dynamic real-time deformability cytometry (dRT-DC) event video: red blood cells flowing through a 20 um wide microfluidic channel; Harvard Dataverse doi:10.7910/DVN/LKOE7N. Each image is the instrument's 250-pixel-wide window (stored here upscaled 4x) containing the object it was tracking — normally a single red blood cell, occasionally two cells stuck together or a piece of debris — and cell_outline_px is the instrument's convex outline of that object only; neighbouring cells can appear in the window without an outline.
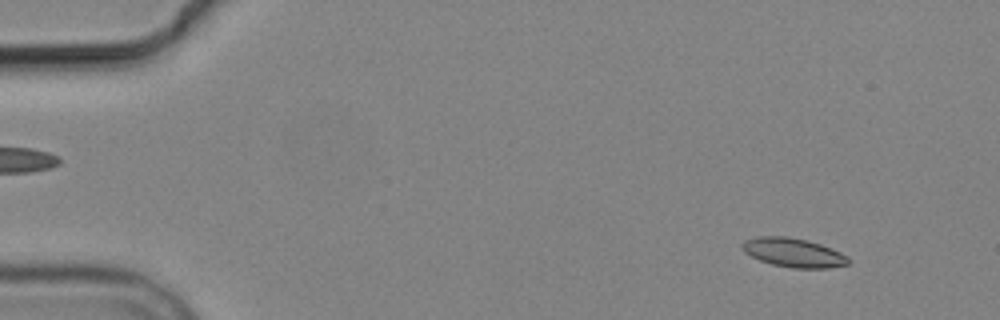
{"species": "common noctule bat (a hibernating species)", "species_latin": "Nyctalus noctula", "temperature_condition": "cold", "stored_images_in_passage": 6, "camera_frame_rate_fps": 3000, "um_per_image_px": 0.085, "animal": {"sex": "male", "body_mass_g": 19.2, "forearm_length_mm": 51.8}, "frame": {"image": 1, "passage_image": 1, "time_ms": 0.0, "image_size_px": [1000, 320], "cell_outline_px": [[848, 264], [828, 268], [792, 268], [772, 264], [760, 260], [744, 252], [740, 248], [740, 244], [744, 240], [756, 236], [788, 236], [808, 240], [820, 244], [840, 252], [848, 256]], "centroid_in_image_um": [67.4, 21.46], "position_along_channel_um": 17.6, "area_um2": 18.03}}
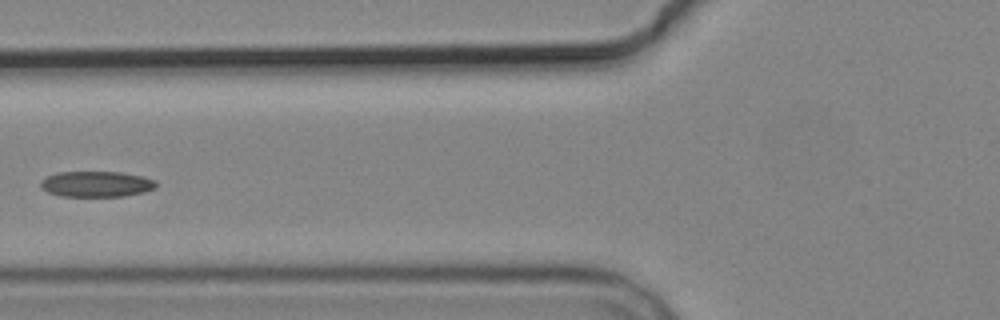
{"frame": {"image": 2, "passage_image": 5, "time_ms": 5.667, "image_size_px": [1000, 320], "cell_outline_px": [[156, 188], [144, 192], [124, 196], [60, 196], [48, 192], [40, 188], [40, 180], [56, 172], [120, 172], [140, 176], [156, 180]], "centroid_in_image_um": [8.17, 15.64], "position_along_channel_um": 117.6, "area_um2": 17.34}}
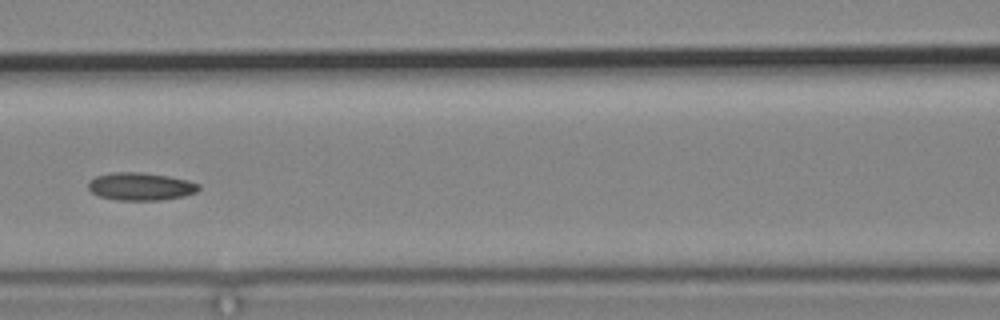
{"frame": {"image": 3, "passage_image": 6, "time_ms": 6.667, "image_size_px": [1000, 320], "cell_outline_px": [[200, 188], [196, 192], [184, 196], [160, 200], [116, 200], [100, 196], [92, 192], [88, 188], [88, 180], [96, 176], [112, 172], [140, 172], [168, 176], [188, 180], [200, 184]], "centroid_in_image_um": [11.95, 15.84], "position_along_channel_um": 154.7, "area_um2": 17.92}}